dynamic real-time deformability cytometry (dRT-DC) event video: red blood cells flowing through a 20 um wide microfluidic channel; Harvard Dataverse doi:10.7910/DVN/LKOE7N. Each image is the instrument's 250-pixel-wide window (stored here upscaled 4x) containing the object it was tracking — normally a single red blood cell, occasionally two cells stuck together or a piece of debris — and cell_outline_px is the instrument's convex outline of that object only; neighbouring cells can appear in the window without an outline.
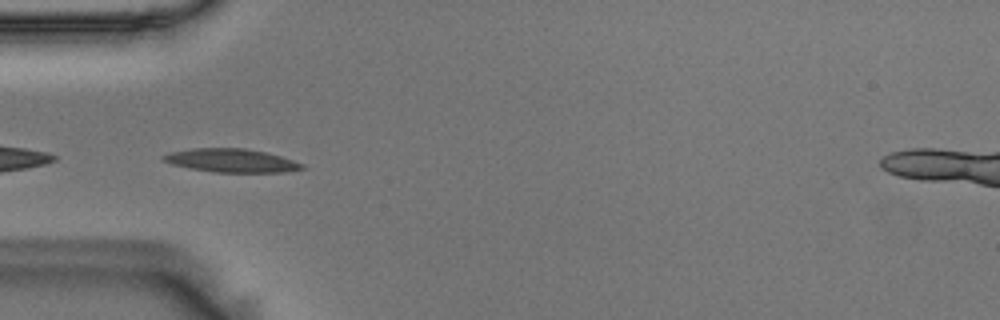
{"species": "Egyptian fruit bat (a non-hibernating species)", "species_latin": "Rousettus aegyptiacus", "temperature_condition": "room temperature", "stored_images_in_passage": 6, "camera_frame_rate_fps": 3000, "um_per_image_px": 0.085, "animal": {"sex": "male"}, "frame": {"image": 1, "passage_image": 1, "time_ms": 0.0, "image_size_px": [1000, 320], "cell_outline_px": [[304, 168], [284, 172], [212, 172], [172, 164], [160, 160], [160, 156], [172, 152], [192, 148], [244, 148], [264, 152], [280, 156], [304, 164]], "centroid_in_image_um": [19.63, 13.64], "position_along_channel_um": 65.4, "area_um2": 18.79}}
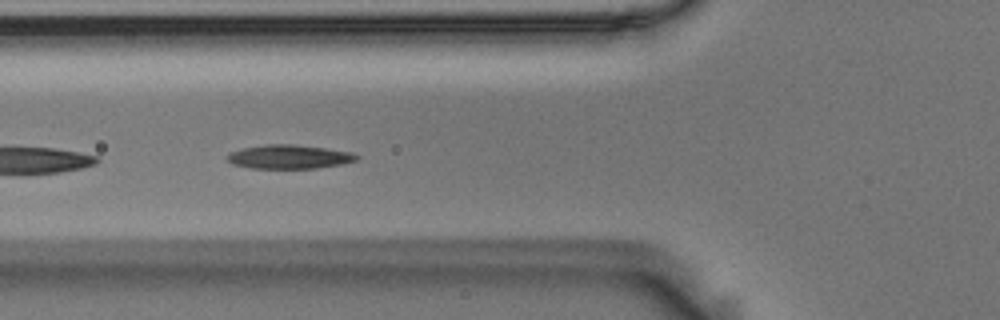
{"frame": {"image": 2, "passage_image": 4, "time_ms": 1.0, "image_size_px": [1000, 320], "cell_outline_px": [[360, 156], [356, 160], [340, 164], [316, 168], [252, 168], [232, 164], [224, 156], [232, 152], [244, 148], [268, 144], [292, 144], [324, 148], [352, 152]], "centroid_in_image_um": [24.57, 13.32], "position_along_channel_um": 101.2, "area_um2": 17.8}}